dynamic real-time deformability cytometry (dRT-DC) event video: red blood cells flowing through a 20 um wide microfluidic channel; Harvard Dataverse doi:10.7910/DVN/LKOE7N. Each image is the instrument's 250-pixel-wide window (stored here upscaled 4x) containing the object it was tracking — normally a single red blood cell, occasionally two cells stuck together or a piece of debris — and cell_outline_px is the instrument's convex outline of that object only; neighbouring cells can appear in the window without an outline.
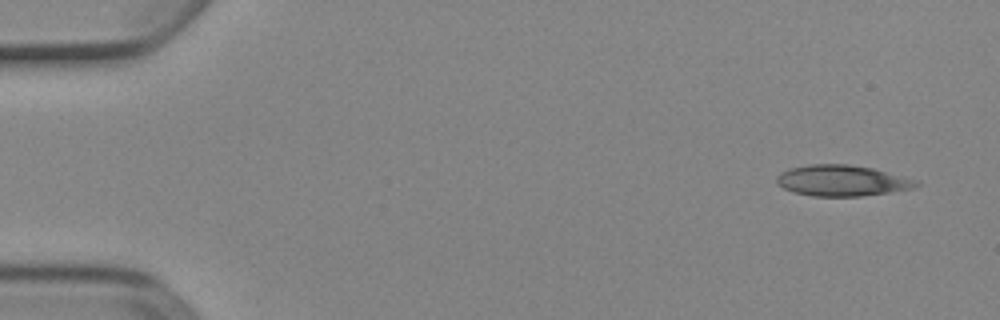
{"species": "Egyptian fruit bat (a non-hibernating species)", "species_latin": "Rousettus aegyptiacus", "temperature_condition": "cold", "stored_images_in_passage": 6, "camera_frame_rate_fps": 3000, "um_per_image_px": 0.085, "animal": {"sex": "female"}, "frame": {"image": 1, "passage_image": 1, "time_ms": 0.0, "image_size_px": [1000, 320], "cell_outline_px": [[920, 184], [912, 188], [888, 192], [860, 196], [812, 196], [796, 192], [784, 188], [776, 184], [776, 176], [780, 172], [788, 168], [808, 164], [848, 164], [872, 168], [920, 180]], "centroid_in_image_um": [71.55, 15.34], "position_along_channel_um": 13.5, "area_um2": 25.2}}
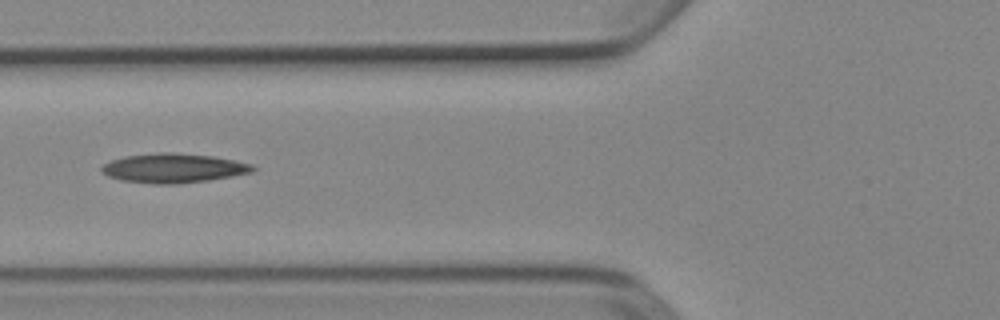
{"frame": {"image": 2, "passage_image": 5, "time_ms": 1.333, "image_size_px": [1000, 320], "cell_outline_px": [[256, 168], [252, 172], [232, 176], [208, 180], [180, 184], [152, 184], [120, 180], [108, 176], [100, 172], [100, 168], [104, 164], [112, 160], [124, 156], [160, 152], [172, 152], [212, 156], [252, 164]], "centroid_in_image_um": [14.7, 14.3], "position_along_channel_um": 111.1, "area_um2": 25.89}}
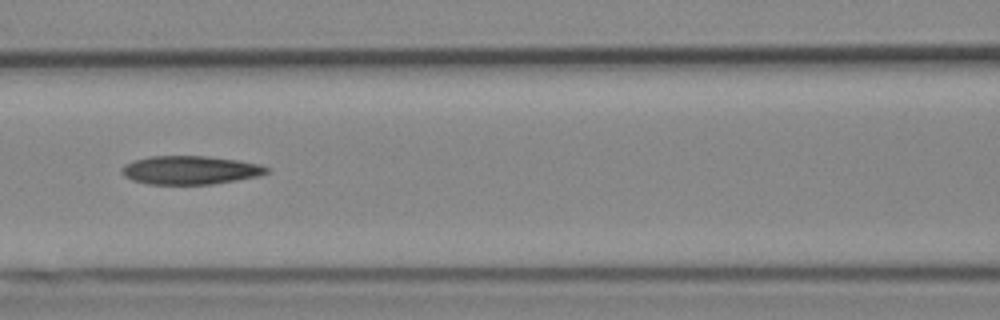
{"frame": {"image": 3, "passage_image": 6, "time_ms": 1.667, "image_size_px": [1000, 320], "cell_outline_px": [[268, 172], [260, 176], [212, 184], [148, 184], [132, 180], [124, 176], [120, 172], [120, 168], [124, 164], [132, 160], [152, 156], [204, 156], [240, 160], [260, 164], [268, 168]], "centroid_in_image_um": [16.14, 14.45], "position_along_channel_um": 150.5, "area_um2": 24.22}}